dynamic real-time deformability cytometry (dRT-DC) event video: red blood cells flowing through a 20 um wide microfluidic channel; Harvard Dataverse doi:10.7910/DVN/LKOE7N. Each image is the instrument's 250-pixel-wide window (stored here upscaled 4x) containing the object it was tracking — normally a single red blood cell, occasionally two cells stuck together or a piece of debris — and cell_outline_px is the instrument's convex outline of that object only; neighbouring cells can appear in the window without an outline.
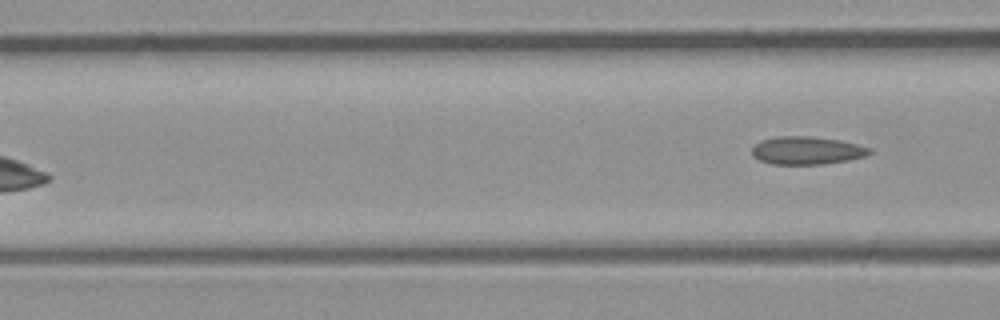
{"species": "common noctule bat (a hibernating species)", "species_latin": "Nyctalus noctula", "temperature_condition": "room temperature", "stored_images_in_passage": 5, "camera_frame_rate_fps": 3000, "um_per_image_px": 0.085, "animal": {"sex": "male", "body_mass_g": 23.1, "forearm_length_mm": 52.7}, "frame": {"image": 1, "passage_image": 5, "time_ms": 5.667, "image_size_px": [1000, 320], "cell_outline_px": [[872, 152], [868, 156], [848, 160], [824, 164], [772, 164], [760, 160], [752, 156], [752, 148], [760, 140], [776, 136], [812, 136], [840, 140], [872, 148]], "centroid_in_image_um": [68.6, 12.79], "position_along_channel_um": 98.0, "area_um2": 19.31}}